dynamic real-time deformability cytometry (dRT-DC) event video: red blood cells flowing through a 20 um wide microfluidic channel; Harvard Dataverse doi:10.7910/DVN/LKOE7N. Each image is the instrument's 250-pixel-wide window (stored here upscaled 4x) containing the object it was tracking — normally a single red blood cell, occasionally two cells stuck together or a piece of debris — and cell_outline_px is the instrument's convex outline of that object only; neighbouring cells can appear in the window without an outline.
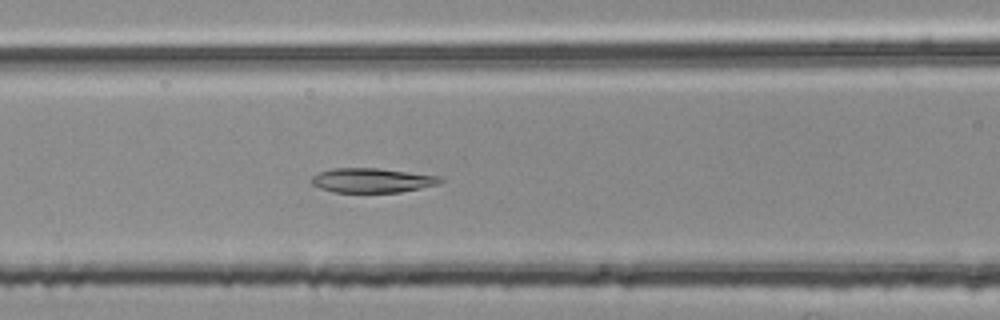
{"species": "common noctule bat (a hibernating species)", "species_latin": "Nyctalus noctula", "temperature_condition": "room temperature", "stored_images_in_passage": 51, "camera_frame_rate_fps": 3000, "um_per_image_px": 0.085, "animal": {"sex": "female", "body_mass_g": 25.1}, "frame": {"image": 1, "passage_image": 23, "time_ms": 7.333, "image_size_px": [1000, 320], "cell_outline_px": [[444, 180], [440, 184], [400, 192], [332, 192], [320, 188], [312, 184], [312, 176], [320, 172], [332, 168], [380, 168], [440, 176]], "centroid_in_image_um": [31.65, 15.32], "position_along_channel_um": 135.0, "area_um2": 18.38}}
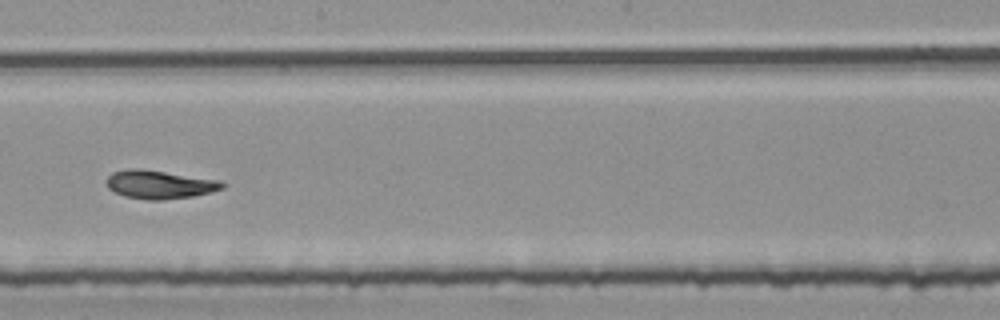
{"frame": {"image": 2, "passage_image": 31, "time_ms": 10.0, "image_size_px": [1000, 320], "cell_outline_px": [[224, 188], [192, 196], [160, 200], [148, 200], [124, 196], [108, 188], [104, 184], [104, 180], [112, 172], [128, 168], [140, 168], [220, 180], [224, 184]], "centroid_in_image_um": [13.49, 15.67], "position_along_channel_um": 234.7, "area_um2": 19.19}}
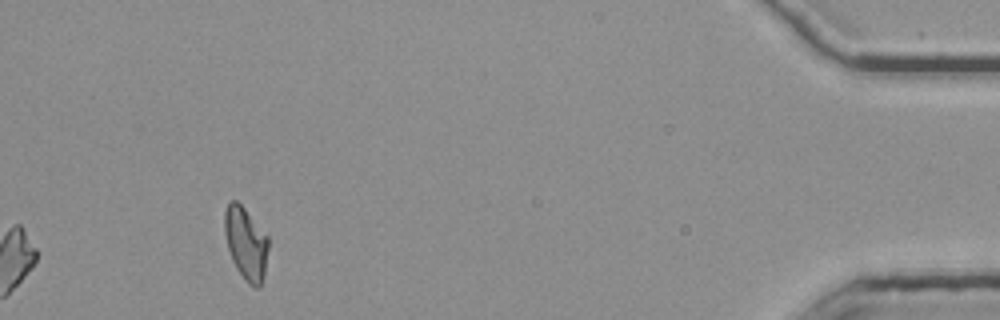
{"frame": {"image": 3, "passage_image": 51, "time_ms": 16.667, "image_size_px": [1000, 320], "cell_outline_px": [[268, 248], [264, 272], [260, 288], [256, 288], [248, 284], [236, 268], [232, 260], [228, 248], [224, 232], [224, 212], [228, 204], [232, 200], [236, 200], [244, 208], [268, 236]], "centroid_in_image_um": [20.89, 20.69], "position_along_channel_um": 414.3, "area_um2": 18.38}, "authors_computed_cell_mechanics": {"area_um2": 19.0162, "velocity_mm_per_s": 3.7498, "shape_relaxation_time_tau1_ms": null, "shape_relaxation_time_tau2_ms": 5.213, "deformation_change_tau1": null, "deformation_change_tau2": 0.1175}}